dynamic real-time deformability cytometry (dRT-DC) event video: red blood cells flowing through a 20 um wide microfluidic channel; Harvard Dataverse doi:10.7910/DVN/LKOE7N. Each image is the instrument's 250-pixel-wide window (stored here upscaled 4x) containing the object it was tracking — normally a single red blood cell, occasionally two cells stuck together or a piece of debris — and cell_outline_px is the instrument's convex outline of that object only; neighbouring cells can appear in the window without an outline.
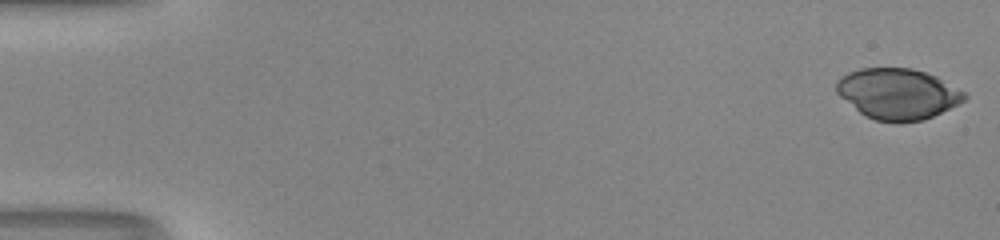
{"species": "human", "species_latin": "Homo sapiens", "temperature_condition": "room temperature", "stored_images_in_passage": 51, "camera_frame_rate_fps": 3000, "um_per_image_px": 0.085, "donor": {"sex": "male"}, "frame": {"image": 1, "passage_image": 1, "time_ms": 0.0, "image_size_px": [1000, 240], "cell_outline_px": [[968, 96], [964, 100], [924, 120], [876, 120], [864, 116], [840, 96], [836, 92], [836, 80], [840, 76], [848, 72], [860, 68], [912, 68], [936, 76], [964, 92]], "centroid_in_image_um": [76.26, 7.94], "position_along_channel_um": 8.7, "area_um2": 37.22}}
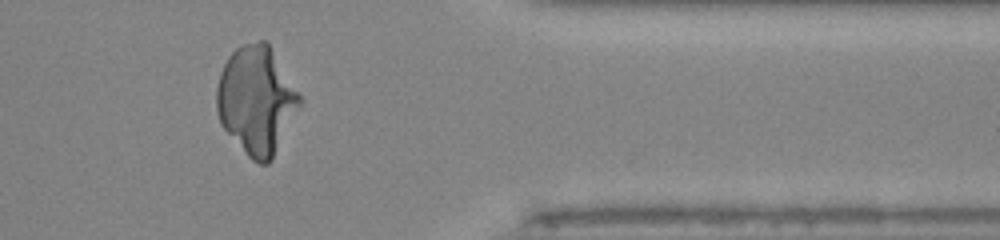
{"frame": {"image": 2, "passage_image": 43, "time_ms": 14.0, "image_size_px": [1000, 240], "cell_outline_px": [[304, 100], [272, 160], [268, 164], [260, 164], [252, 160], [248, 156], [220, 124], [216, 108], [216, 88], [220, 72], [228, 56], [236, 48], [244, 44], [260, 40], [268, 40], [300, 92]], "centroid_in_image_um": [21.82, 8.49], "position_along_channel_um": 389.6, "area_um2": 52.94}}
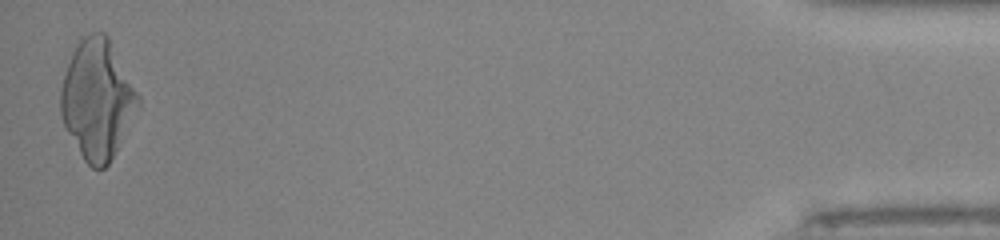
{"frame": {"image": 3, "passage_image": 51, "time_ms": 16.667, "image_size_px": [1000, 240], "cell_outline_px": [[140, 108], [108, 164], [104, 168], [92, 168], [84, 160], [64, 128], [60, 112], [60, 88], [72, 52], [76, 44], [84, 36], [92, 32], [104, 32], [108, 36], [140, 96]], "centroid_in_image_um": [8.27, 8.45], "position_along_channel_um": 426.9, "area_um2": 53.81}}